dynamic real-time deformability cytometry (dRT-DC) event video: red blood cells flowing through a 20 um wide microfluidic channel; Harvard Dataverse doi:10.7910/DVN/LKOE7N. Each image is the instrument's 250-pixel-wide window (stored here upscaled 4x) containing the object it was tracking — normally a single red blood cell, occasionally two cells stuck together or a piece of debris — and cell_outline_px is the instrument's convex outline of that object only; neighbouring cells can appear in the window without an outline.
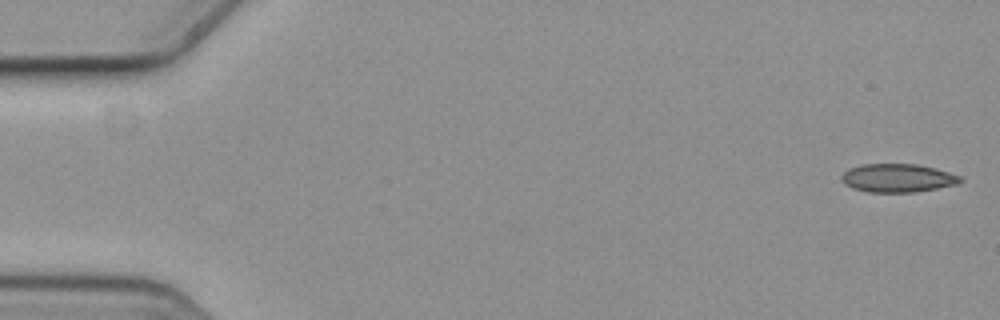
{"species": "common noctule bat (a hibernating species)", "species_latin": "Nyctalus noctula", "temperature_condition": "cold", "stored_images_in_passage": 9, "camera_frame_rate_fps": 3000, "um_per_image_px": 0.085, "animal": {"sex": "female", "body_mass_g": 19.3, "forearm_length_mm": 54.1}, "frame": {"image": 1, "passage_image": 1, "time_ms": 0.0, "image_size_px": [1000, 320], "cell_outline_px": [[964, 180], [956, 184], [916, 192], [868, 192], [852, 188], [844, 184], [840, 180], [840, 176], [848, 168], [864, 164], [916, 164], [936, 168], [960, 176]], "centroid_in_image_um": [76.26, 15.13], "position_along_channel_um": 8.7, "area_um2": 19.71}}
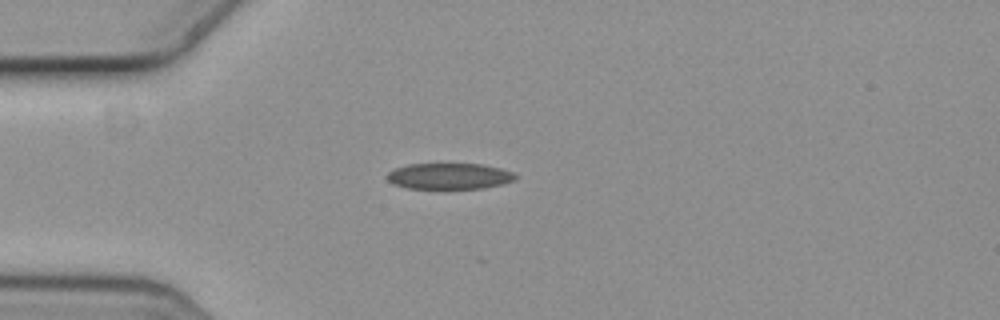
{"frame": {"image": 2, "passage_image": 4, "time_ms": 1.0, "image_size_px": [1000, 320], "cell_outline_px": [[520, 176], [516, 180], [504, 184], [484, 188], [408, 188], [396, 184], [388, 180], [388, 172], [396, 168], [408, 164], [484, 164], [500, 168], [512, 172]], "centroid_in_image_um": [38.28, 14.97], "position_along_channel_um": 46.7, "area_um2": 19.42}}
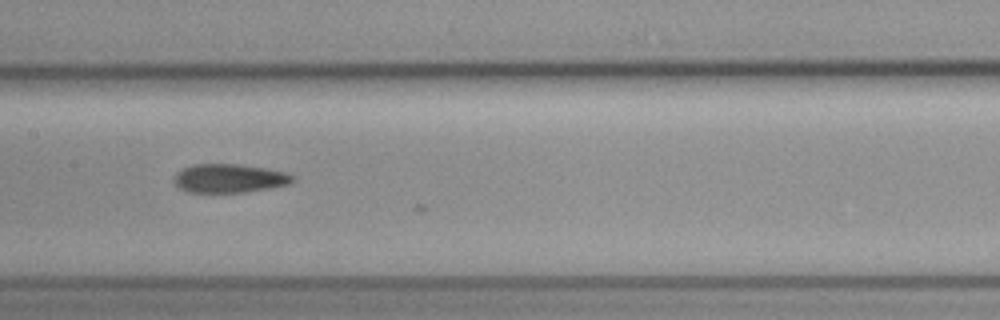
{"frame": {"image": 3, "passage_image": 8, "time_ms": 2.333, "image_size_px": [1000, 320], "cell_outline_px": [[296, 180], [288, 184], [268, 188], [244, 192], [188, 192], [180, 188], [176, 184], [176, 176], [184, 168], [192, 164], [236, 164], [264, 168], [288, 172], [296, 176]], "centroid_in_image_um": [19.57, 15.15], "position_along_channel_um": 187.8, "area_um2": 19.59}}